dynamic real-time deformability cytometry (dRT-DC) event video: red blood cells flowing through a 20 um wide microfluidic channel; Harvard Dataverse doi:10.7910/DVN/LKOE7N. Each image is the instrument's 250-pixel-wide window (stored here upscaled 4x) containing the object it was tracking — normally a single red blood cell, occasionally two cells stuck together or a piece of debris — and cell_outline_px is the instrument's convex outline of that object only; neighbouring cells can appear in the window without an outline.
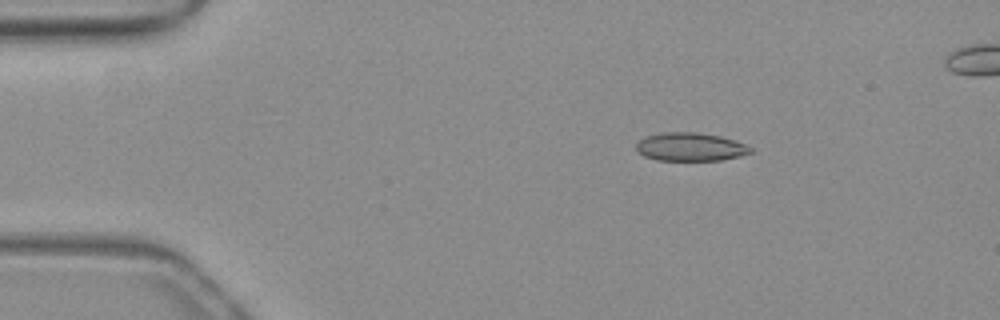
{"species": "common noctule bat (a hibernating species)", "species_latin": "Nyctalus noctula", "temperature_condition": "warm", "stored_images_in_passage": 43, "camera_frame_rate_fps": 3000, "um_per_image_px": 0.085, "animal": {"sex": "female", "body_mass_g": 19.3, "forearm_length_mm": 54.1}, "frame": {"image": 1, "passage_image": 1, "time_ms": 0.0, "image_size_px": [1000, 320], "cell_outline_px": [[752, 152], [740, 156], [720, 160], [656, 160], [644, 156], [636, 152], [636, 144], [640, 140], [648, 136], [664, 132], [696, 132], [720, 136], [744, 144], [752, 148]], "centroid_in_image_um": [58.65, 12.49], "position_along_channel_um": 26.3, "area_um2": 18.73}}
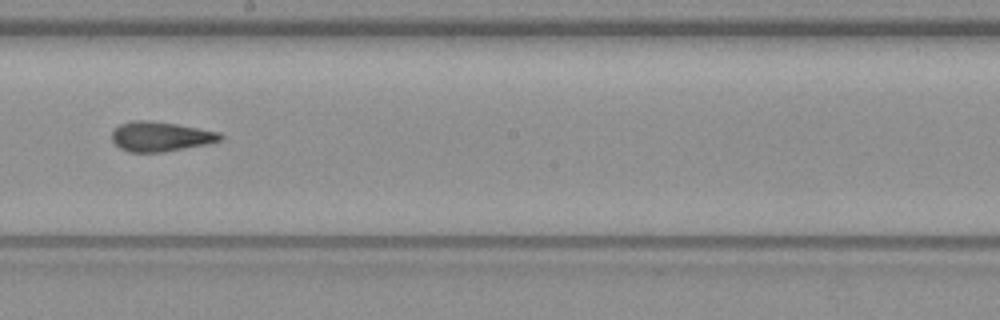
{"frame": {"image": 2, "passage_image": 22, "time_ms": 7.0, "image_size_px": [1000, 320], "cell_outline_px": [[224, 136], [220, 140], [204, 144], [164, 152], [128, 152], [120, 148], [112, 140], [112, 132], [120, 124], [132, 120], [148, 120], [176, 124], [216, 132]], "centroid_in_image_um": [13.58, 11.6], "position_along_channel_um": 234.6, "area_um2": 18.44}}
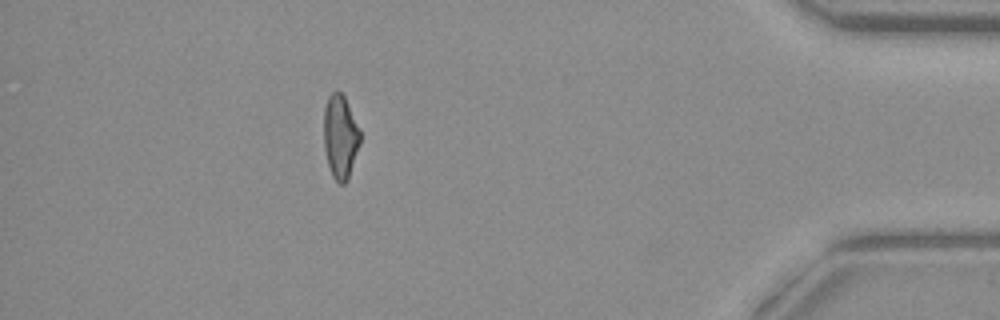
{"frame": {"image": 3, "passage_image": 39, "time_ms": 12.667, "image_size_px": [1000, 320], "cell_outline_px": [[360, 144], [348, 180], [344, 184], [340, 184], [332, 176], [328, 164], [324, 148], [324, 108], [328, 96], [336, 88], [344, 96], [360, 132]], "centroid_in_image_um": [28.91, 11.63], "position_along_channel_um": 406.3, "area_um2": 17.69}}